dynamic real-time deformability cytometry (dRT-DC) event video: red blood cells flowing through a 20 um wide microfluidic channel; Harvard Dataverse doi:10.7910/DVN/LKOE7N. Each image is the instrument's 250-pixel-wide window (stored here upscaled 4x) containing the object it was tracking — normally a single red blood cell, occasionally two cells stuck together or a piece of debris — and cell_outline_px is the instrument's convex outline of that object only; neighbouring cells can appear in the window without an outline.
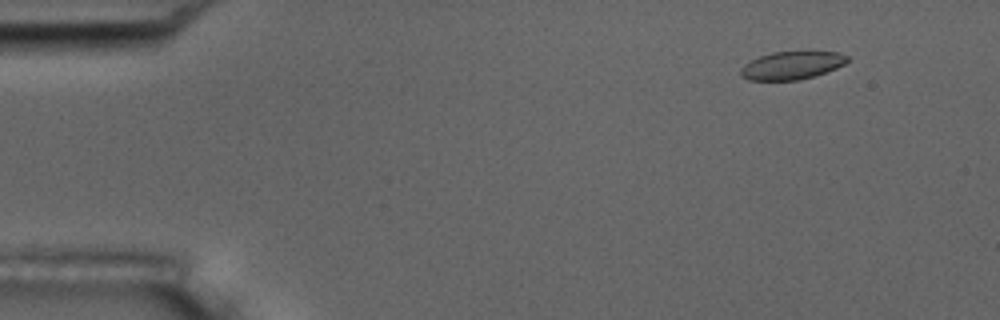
{"species": "common noctule bat (a hibernating species)", "species_latin": "Nyctalus noctula", "temperature_condition": "room temperature", "stored_images_in_passage": 4, "camera_frame_rate_fps": 3000, "um_per_image_px": 0.085, "animal": {"sex": "male", "body_mass_g": 17.5, "forearm_length_mm": 52.3}, "frame": {"image": 1, "passage_image": 1, "time_ms": 0.0, "image_size_px": [1000, 320], "cell_outline_px": [[848, 60], [844, 64], [836, 68], [800, 80], [748, 80], [740, 76], [740, 68], [744, 64], [760, 56], [772, 52], [836, 52], [848, 56]], "centroid_in_image_um": [67.25, 5.56], "position_along_channel_um": 17.7, "area_um2": 17.17}}
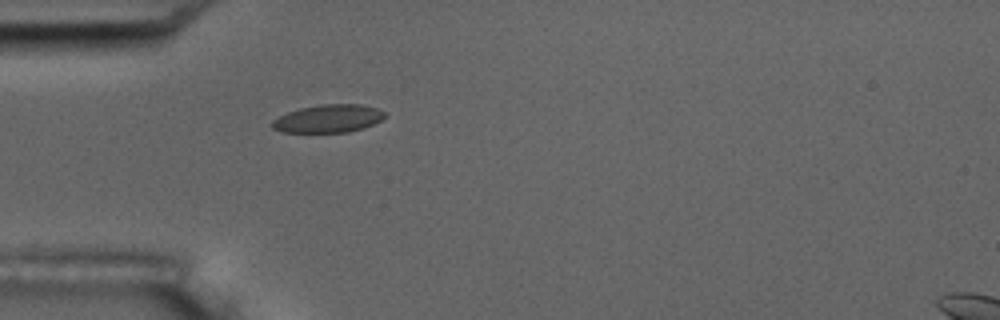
{"frame": {"image": 2, "passage_image": 4, "time_ms": 3.667, "image_size_px": [1000, 320], "cell_outline_px": [[384, 116], [380, 120], [364, 128], [348, 132], [284, 132], [272, 128], [268, 124], [272, 120], [288, 112], [300, 108], [320, 104], [360, 104], [376, 108], [384, 112]], "centroid_in_image_um": [27.86, 10.08], "position_along_channel_um": 57.1, "area_um2": 18.26}}